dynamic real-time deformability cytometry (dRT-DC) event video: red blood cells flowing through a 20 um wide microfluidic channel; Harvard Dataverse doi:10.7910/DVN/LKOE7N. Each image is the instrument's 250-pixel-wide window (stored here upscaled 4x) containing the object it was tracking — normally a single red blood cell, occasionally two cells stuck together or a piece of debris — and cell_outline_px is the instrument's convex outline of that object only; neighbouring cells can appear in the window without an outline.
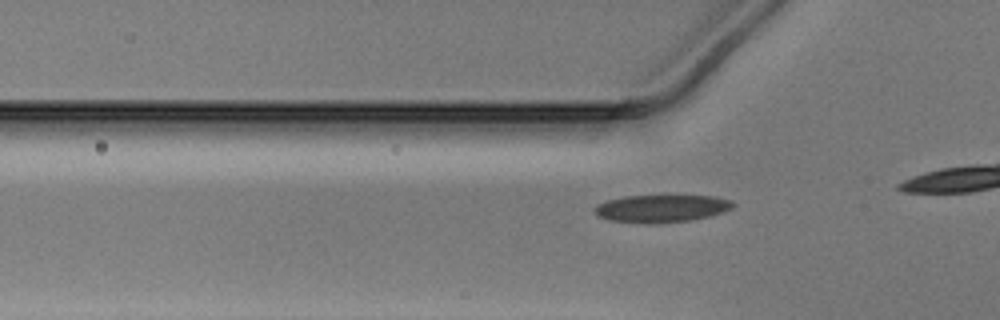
{"species": "Egyptian fruit bat (a non-hibernating species)", "species_latin": "Rousettus aegyptiacus", "temperature_condition": "warm", "stored_images_in_passage": 15, "camera_frame_rate_fps": 3000, "um_per_image_px": 0.085, "animal": {"sex": "male"}, "frame": {"image": 1, "passage_image": 9, "time_ms": 2.667, "image_size_px": [1000, 320], "cell_outline_px": [[736, 204], [732, 208], [724, 212], [692, 220], [648, 224], [608, 220], [596, 216], [592, 212], [596, 204], [608, 200], [624, 196], [712, 196], [732, 200]], "centroid_in_image_um": [56.19, 17.73], "position_along_channel_um": 69.6, "area_um2": 22.37}}
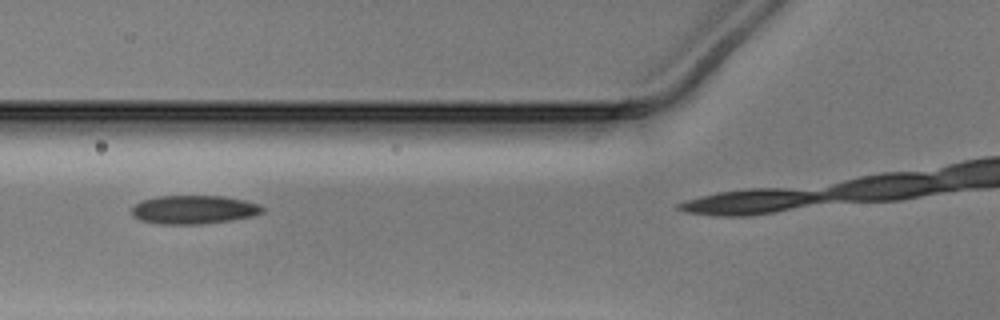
{"frame": {"image": 2, "passage_image": 12, "time_ms": 3.667, "image_size_px": [1000, 320], "cell_outline_px": [[264, 212], [252, 216], [232, 220], [204, 224], [160, 224], [140, 220], [132, 216], [132, 208], [140, 200], [160, 196], [224, 196], [244, 200], [260, 204], [264, 208]], "centroid_in_image_um": [16.48, 17.82], "position_along_channel_um": 109.3, "area_um2": 21.91}}